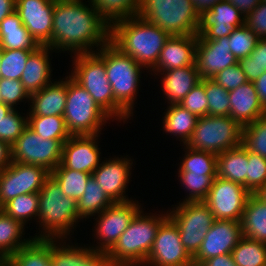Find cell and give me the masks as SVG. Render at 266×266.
<instances>
[{"label":"cell","mask_w":266,"mask_h":266,"mask_svg":"<svg viewBox=\"0 0 266 266\" xmlns=\"http://www.w3.org/2000/svg\"><path fill=\"white\" fill-rule=\"evenodd\" d=\"M51 238L39 237L17 252L9 260L15 266H48L52 262L51 258Z\"/></svg>","instance_id":"cell-31"},{"label":"cell","mask_w":266,"mask_h":266,"mask_svg":"<svg viewBox=\"0 0 266 266\" xmlns=\"http://www.w3.org/2000/svg\"><path fill=\"white\" fill-rule=\"evenodd\" d=\"M242 237L241 221L215 220L193 257V265L200 266L209 258L231 253Z\"/></svg>","instance_id":"cell-15"},{"label":"cell","mask_w":266,"mask_h":266,"mask_svg":"<svg viewBox=\"0 0 266 266\" xmlns=\"http://www.w3.org/2000/svg\"><path fill=\"white\" fill-rule=\"evenodd\" d=\"M259 200L266 202V183L253 193Z\"/></svg>","instance_id":"cell-59"},{"label":"cell","mask_w":266,"mask_h":266,"mask_svg":"<svg viewBox=\"0 0 266 266\" xmlns=\"http://www.w3.org/2000/svg\"><path fill=\"white\" fill-rule=\"evenodd\" d=\"M230 116L242 127L265 115L253 82L229 91Z\"/></svg>","instance_id":"cell-21"},{"label":"cell","mask_w":266,"mask_h":266,"mask_svg":"<svg viewBox=\"0 0 266 266\" xmlns=\"http://www.w3.org/2000/svg\"><path fill=\"white\" fill-rule=\"evenodd\" d=\"M167 217L153 219L142 218L139 212L120 235L118 241L107 252L114 266H129L146 261L160 224Z\"/></svg>","instance_id":"cell-4"},{"label":"cell","mask_w":266,"mask_h":266,"mask_svg":"<svg viewBox=\"0 0 266 266\" xmlns=\"http://www.w3.org/2000/svg\"><path fill=\"white\" fill-rule=\"evenodd\" d=\"M204 88L208 100V115L230 116L229 91L212 79H204Z\"/></svg>","instance_id":"cell-43"},{"label":"cell","mask_w":266,"mask_h":266,"mask_svg":"<svg viewBox=\"0 0 266 266\" xmlns=\"http://www.w3.org/2000/svg\"><path fill=\"white\" fill-rule=\"evenodd\" d=\"M248 165V149L241 144L217 155V176L246 188Z\"/></svg>","instance_id":"cell-25"},{"label":"cell","mask_w":266,"mask_h":266,"mask_svg":"<svg viewBox=\"0 0 266 266\" xmlns=\"http://www.w3.org/2000/svg\"><path fill=\"white\" fill-rule=\"evenodd\" d=\"M248 15V16H247ZM244 19V25L251 29L252 32L259 38H263L262 35L266 36V2L261 1L259 5L246 14Z\"/></svg>","instance_id":"cell-52"},{"label":"cell","mask_w":266,"mask_h":266,"mask_svg":"<svg viewBox=\"0 0 266 266\" xmlns=\"http://www.w3.org/2000/svg\"><path fill=\"white\" fill-rule=\"evenodd\" d=\"M0 266H5V259L4 260H0Z\"/></svg>","instance_id":"cell-62"},{"label":"cell","mask_w":266,"mask_h":266,"mask_svg":"<svg viewBox=\"0 0 266 266\" xmlns=\"http://www.w3.org/2000/svg\"><path fill=\"white\" fill-rule=\"evenodd\" d=\"M197 117L208 115V100L204 88V79H201L196 86L179 103Z\"/></svg>","instance_id":"cell-49"},{"label":"cell","mask_w":266,"mask_h":266,"mask_svg":"<svg viewBox=\"0 0 266 266\" xmlns=\"http://www.w3.org/2000/svg\"><path fill=\"white\" fill-rule=\"evenodd\" d=\"M0 64H1V49H0ZM0 79H1V72H0Z\"/></svg>","instance_id":"cell-63"},{"label":"cell","mask_w":266,"mask_h":266,"mask_svg":"<svg viewBox=\"0 0 266 266\" xmlns=\"http://www.w3.org/2000/svg\"><path fill=\"white\" fill-rule=\"evenodd\" d=\"M39 47L16 11L0 22V49L36 51Z\"/></svg>","instance_id":"cell-24"},{"label":"cell","mask_w":266,"mask_h":266,"mask_svg":"<svg viewBox=\"0 0 266 266\" xmlns=\"http://www.w3.org/2000/svg\"><path fill=\"white\" fill-rule=\"evenodd\" d=\"M50 175L44 167L11 161L0 171V207L19 195L39 193Z\"/></svg>","instance_id":"cell-12"},{"label":"cell","mask_w":266,"mask_h":266,"mask_svg":"<svg viewBox=\"0 0 266 266\" xmlns=\"http://www.w3.org/2000/svg\"><path fill=\"white\" fill-rule=\"evenodd\" d=\"M29 97L20 80L0 79V99L5 105L12 106L23 97Z\"/></svg>","instance_id":"cell-51"},{"label":"cell","mask_w":266,"mask_h":266,"mask_svg":"<svg viewBox=\"0 0 266 266\" xmlns=\"http://www.w3.org/2000/svg\"><path fill=\"white\" fill-rule=\"evenodd\" d=\"M242 144L250 152L266 158V115L243 126Z\"/></svg>","instance_id":"cell-40"},{"label":"cell","mask_w":266,"mask_h":266,"mask_svg":"<svg viewBox=\"0 0 266 266\" xmlns=\"http://www.w3.org/2000/svg\"><path fill=\"white\" fill-rule=\"evenodd\" d=\"M106 38L105 48L98 56L105 63L108 81L111 84L115 100L128 112L131 107L132 98L136 91L139 67L131 56L121 52Z\"/></svg>","instance_id":"cell-8"},{"label":"cell","mask_w":266,"mask_h":266,"mask_svg":"<svg viewBox=\"0 0 266 266\" xmlns=\"http://www.w3.org/2000/svg\"><path fill=\"white\" fill-rule=\"evenodd\" d=\"M200 266H237L231 253L215 256L205 260Z\"/></svg>","instance_id":"cell-53"},{"label":"cell","mask_w":266,"mask_h":266,"mask_svg":"<svg viewBox=\"0 0 266 266\" xmlns=\"http://www.w3.org/2000/svg\"><path fill=\"white\" fill-rule=\"evenodd\" d=\"M230 51L237 60L248 57L259 38L245 25L236 27L228 36Z\"/></svg>","instance_id":"cell-45"},{"label":"cell","mask_w":266,"mask_h":266,"mask_svg":"<svg viewBox=\"0 0 266 266\" xmlns=\"http://www.w3.org/2000/svg\"><path fill=\"white\" fill-rule=\"evenodd\" d=\"M250 195L243 185L217 176L203 202L213 213L215 220L241 221Z\"/></svg>","instance_id":"cell-13"},{"label":"cell","mask_w":266,"mask_h":266,"mask_svg":"<svg viewBox=\"0 0 266 266\" xmlns=\"http://www.w3.org/2000/svg\"><path fill=\"white\" fill-rule=\"evenodd\" d=\"M136 204L127 202H114L107 207L100 218L98 234L100 238L106 241L103 245V252H108L118 241L120 235L126 230L128 225L134 219L137 210Z\"/></svg>","instance_id":"cell-20"},{"label":"cell","mask_w":266,"mask_h":266,"mask_svg":"<svg viewBox=\"0 0 266 266\" xmlns=\"http://www.w3.org/2000/svg\"><path fill=\"white\" fill-rule=\"evenodd\" d=\"M146 261L157 266H193V258L180 240L178 226L169 215L160 224Z\"/></svg>","instance_id":"cell-14"},{"label":"cell","mask_w":266,"mask_h":266,"mask_svg":"<svg viewBox=\"0 0 266 266\" xmlns=\"http://www.w3.org/2000/svg\"><path fill=\"white\" fill-rule=\"evenodd\" d=\"M169 217L178 226L180 240L193 258L215 221L213 213L203 201H187L177 209L173 216Z\"/></svg>","instance_id":"cell-11"},{"label":"cell","mask_w":266,"mask_h":266,"mask_svg":"<svg viewBox=\"0 0 266 266\" xmlns=\"http://www.w3.org/2000/svg\"><path fill=\"white\" fill-rule=\"evenodd\" d=\"M217 84L227 91L237 89L240 85L248 82V79L241 69L239 63L219 71L213 78Z\"/></svg>","instance_id":"cell-50"},{"label":"cell","mask_w":266,"mask_h":266,"mask_svg":"<svg viewBox=\"0 0 266 266\" xmlns=\"http://www.w3.org/2000/svg\"><path fill=\"white\" fill-rule=\"evenodd\" d=\"M93 135L70 136L62 147L61 164L76 171L92 174L98 167L99 153Z\"/></svg>","instance_id":"cell-19"},{"label":"cell","mask_w":266,"mask_h":266,"mask_svg":"<svg viewBox=\"0 0 266 266\" xmlns=\"http://www.w3.org/2000/svg\"><path fill=\"white\" fill-rule=\"evenodd\" d=\"M198 35H172L160 52L157 64L165 70L195 65Z\"/></svg>","instance_id":"cell-22"},{"label":"cell","mask_w":266,"mask_h":266,"mask_svg":"<svg viewBox=\"0 0 266 266\" xmlns=\"http://www.w3.org/2000/svg\"><path fill=\"white\" fill-rule=\"evenodd\" d=\"M128 164V161L116 160L105 163L92 173L95 181L113 202H127L121 197V193L129 175Z\"/></svg>","instance_id":"cell-23"},{"label":"cell","mask_w":266,"mask_h":266,"mask_svg":"<svg viewBox=\"0 0 266 266\" xmlns=\"http://www.w3.org/2000/svg\"><path fill=\"white\" fill-rule=\"evenodd\" d=\"M10 158H12L11 146L8 143L0 140V171L5 169L7 167V165L10 164V162L8 163V161H7ZM6 162H7V164H6Z\"/></svg>","instance_id":"cell-56"},{"label":"cell","mask_w":266,"mask_h":266,"mask_svg":"<svg viewBox=\"0 0 266 266\" xmlns=\"http://www.w3.org/2000/svg\"><path fill=\"white\" fill-rule=\"evenodd\" d=\"M195 65L202 79H212L219 71L238 63L230 51L228 37L204 40L198 34Z\"/></svg>","instance_id":"cell-17"},{"label":"cell","mask_w":266,"mask_h":266,"mask_svg":"<svg viewBox=\"0 0 266 266\" xmlns=\"http://www.w3.org/2000/svg\"><path fill=\"white\" fill-rule=\"evenodd\" d=\"M51 241V258L56 266H114L107 252L81 249H56Z\"/></svg>","instance_id":"cell-29"},{"label":"cell","mask_w":266,"mask_h":266,"mask_svg":"<svg viewBox=\"0 0 266 266\" xmlns=\"http://www.w3.org/2000/svg\"><path fill=\"white\" fill-rule=\"evenodd\" d=\"M38 215L49 231L63 234L79 218L77 202L67 197L57 181L50 175L38 193Z\"/></svg>","instance_id":"cell-9"},{"label":"cell","mask_w":266,"mask_h":266,"mask_svg":"<svg viewBox=\"0 0 266 266\" xmlns=\"http://www.w3.org/2000/svg\"><path fill=\"white\" fill-rule=\"evenodd\" d=\"M73 79L88 91L97 105L108 116L113 113L124 117L128 112L115 100L110 82L108 81L105 63L98 56L82 51L76 60Z\"/></svg>","instance_id":"cell-5"},{"label":"cell","mask_w":266,"mask_h":266,"mask_svg":"<svg viewBox=\"0 0 266 266\" xmlns=\"http://www.w3.org/2000/svg\"><path fill=\"white\" fill-rule=\"evenodd\" d=\"M55 0H15V11L40 46L52 40Z\"/></svg>","instance_id":"cell-16"},{"label":"cell","mask_w":266,"mask_h":266,"mask_svg":"<svg viewBox=\"0 0 266 266\" xmlns=\"http://www.w3.org/2000/svg\"><path fill=\"white\" fill-rule=\"evenodd\" d=\"M201 79L196 65L168 70L163 82L164 92L173 104H179Z\"/></svg>","instance_id":"cell-28"},{"label":"cell","mask_w":266,"mask_h":266,"mask_svg":"<svg viewBox=\"0 0 266 266\" xmlns=\"http://www.w3.org/2000/svg\"><path fill=\"white\" fill-rule=\"evenodd\" d=\"M243 127L231 116L198 117L189 141V149L216 155L242 144Z\"/></svg>","instance_id":"cell-6"},{"label":"cell","mask_w":266,"mask_h":266,"mask_svg":"<svg viewBox=\"0 0 266 266\" xmlns=\"http://www.w3.org/2000/svg\"><path fill=\"white\" fill-rule=\"evenodd\" d=\"M94 10L106 21L105 17L115 18L120 21L122 18L132 15H138L140 9V0H92Z\"/></svg>","instance_id":"cell-38"},{"label":"cell","mask_w":266,"mask_h":266,"mask_svg":"<svg viewBox=\"0 0 266 266\" xmlns=\"http://www.w3.org/2000/svg\"><path fill=\"white\" fill-rule=\"evenodd\" d=\"M114 202L106 195L104 190L98 185L93 176L87 181L84 194L77 201V212L79 216H87L96 211L105 210ZM108 204V205H107Z\"/></svg>","instance_id":"cell-37"},{"label":"cell","mask_w":266,"mask_h":266,"mask_svg":"<svg viewBox=\"0 0 266 266\" xmlns=\"http://www.w3.org/2000/svg\"><path fill=\"white\" fill-rule=\"evenodd\" d=\"M246 189L252 194L266 183V158L248 150Z\"/></svg>","instance_id":"cell-47"},{"label":"cell","mask_w":266,"mask_h":266,"mask_svg":"<svg viewBox=\"0 0 266 266\" xmlns=\"http://www.w3.org/2000/svg\"><path fill=\"white\" fill-rule=\"evenodd\" d=\"M67 197L76 202L84 194L88 179L92 174L65 168L61 163L51 172Z\"/></svg>","instance_id":"cell-32"},{"label":"cell","mask_w":266,"mask_h":266,"mask_svg":"<svg viewBox=\"0 0 266 266\" xmlns=\"http://www.w3.org/2000/svg\"><path fill=\"white\" fill-rule=\"evenodd\" d=\"M180 172H190L205 176H217V155L207 151L190 149Z\"/></svg>","instance_id":"cell-39"},{"label":"cell","mask_w":266,"mask_h":266,"mask_svg":"<svg viewBox=\"0 0 266 266\" xmlns=\"http://www.w3.org/2000/svg\"><path fill=\"white\" fill-rule=\"evenodd\" d=\"M233 4L239 11H246L249 14L262 0H226ZM244 9V10H243Z\"/></svg>","instance_id":"cell-55"},{"label":"cell","mask_w":266,"mask_h":266,"mask_svg":"<svg viewBox=\"0 0 266 266\" xmlns=\"http://www.w3.org/2000/svg\"><path fill=\"white\" fill-rule=\"evenodd\" d=\"M66 140L43 139L27 127L11 146L13 162L38 165L52 172L60 163Z\"/></svg>","instance_id":"cell-10"},{"label":"cell","mask_w":266,"mask_h":266,"mask_svg":"<svg viewBox=\"0 0 266 266\" xmlns=\"http://www.w3.org/2000/svg\"><path fill=\"white\" fill-rule=\"evenodd\" d=\"M48 266H56L53 262H51Z\"/></svg>","instance_id":"cell-64"},{"label":"cell","mask_w":266,"mask_h":266,"mask_svg":"<svg viewBox=\"0 0 266 266\" xmlns=\"http://www.w3.org/2000/svg\"><path fill=\"white\" fill-rule=\"evenodd\" d=\"M31 50L1 49V78L20 80Z\"/></svg>","instance_id":"cell-41"},{"label":"cell","mask_w":266,"mask_h":266,"mask_svg":"<svg viewBox=\"0 0 266 266\" xmlns=\"http://www.w3.org/2000/svg\"><path fill=\"white\" fill-rule=\"evenodd\" d=\"M107 116L108 114L97 105L86 89L72 77L67 81V99L63 117L71 136H95L100 123Z\"/></svg>","instance_id":"cell-7"},{"label":"cell","mask_w":266,"mask_h":266,"mask_svg":"<svg viewBox=\"0 0 266 266\" xmlns=\"http://www.w3.org/2000/svg\"><path fill=\"white\" fill-rule=\"evenodd\" d=\"M34 100L31 115L63 116L67 99V81L54 85H47L39 92L30 95Z\"/></svg>","instance_id":"cell-27"},{"label":"cell","mask_w":266,"mask_h":266,"mask_svg":"<svg viewBox=\"0 0 266 266\" xmlns=\"http://www.w3.org/2000/svg\"><path fill=\"white\" fill-rule=\"evenodd\" d=\"M165 128L170 133H179L185 143L191 138L196 127L198 117L180 104H173L165 115Z\"/></svg>","instance_id":"cell-34"},{"label":"cell","mask_w":266,"mask_h":266,"mask_svg":"<svg viewBox=\"0 0 266 266\" xmlns=\"http://www.w3.org/2000/svg\"><path fill=\"white\" fill-rule=\"evenodd\" d=\"M253 83L255 85L260 103L266 110V72L258 77Z\"/></svg>","instance_id":"cell-54"},{"label":"cell","mask_w":266,"mask_h":266,"mask_svg":"<svg viewBox=\"0 0 266 266\" xmlns=\"http://www.w3.org/2000/svg\"><path fill=\"white\" fill-rule=\"evenodd\" d=\"M28 127L43 139L67 140L71 136L63 116L31 115Z\"/></svg>","instance_id":"cell-36"},{"label":"cell","mask_w":266,"mask_h":266,"mask_svg":"<svg viewBox=\"0 0 266 266\" xmlns=\"http://www.w3.org/2000/svg\"><path fill=\"white\" fill-rule=\"evenodd\" d=\"M183 184L191 190L192 195L187 201H204L208 195L209 189L212 187L213 180L217 176H205L197 173L180 172Z\"/></svg>","instance_id":"cell-46"},{"label":"cell","mask_w":266,"mask_h":266,"mask_svg":"<svg viewBox=\"0 0 266 266\" xmlns=\"http://www.w3.org/2000/svg\"><path fill=\"white\" fill-rule=\"evenodd\" d=\"M239 10L230 2L222 0L215 3L201 16L199 35L204 40L228 37L240 25Z\"/></svg>","instance_id":"cell-18"},{"label":"cell","mask_w":266,"mask_h":266,"mask_svg":"<svg viewBox=\"0 0 266 266\" xmlns=\"http://www.w3.org/2000/svg\"><path fill=\"white\" fill-rule=\"evenodd\" d=\"M266 37L257 41L255 49L248 57L238 60V63L245 73L248 81L254 82L266 72Z\"/></svg>","instance_id":"cell-44"},{"label":"cell","mask_w":266,"mask_h":266,"mask_svg":"<svg viewBox=\"0 0 266 266\" xmlns=\"http://www.w3.org/2000/svg\"><path fill=\"white\" fill-rule=\"evenodd\" d=\"M13 108L0 102V119L5 118L7 113H9Z\"/></svg>","instance_id":"cell-60"},{"label":"cell","mask_w":266,"mask_h":266,"mask_svg":"<svg viewBox=\"0 0 266 266\" xmlns=\"http://www.w3.org/2000/svg\"><path fill=\"white\" fill-rule=\"evenodd\" d=\"M15 11V0H0V22Z\"/></svg>","instance_id":"cell-57"},{"label":"cell","mask_w":266,"mask_h":266,"mask_svg":"<svg viewBox=\"0 0 266 266\" xmlns=\"http://www.w3.org/2000/svg\"><path fill=\"white\" fill-rule=\"evenodd\" d=\"M27 127L28 122L12 109L5 118L0 119V140L12 146Z\"/></svg>","instance_id":"cell-48"},{"label":"cell","mask_w":266,"mask_h":266,"mask_svg":"<svg viewBox=\"0 0 266 266\" xmlns=\"http://www.w3.org/2000/svg\"><path fill=\"white\" fill-rule=\"evenodd\" d=\"M1 210L11 218L18 220L23 224L24 218L35 214L39 210L38 193H28L19 195L7 203H5Z\"/></svg>","instance_id":"cell-42"},{"label":"cell","mask_w":266,"mask_h":266,"mask_svg":"<svg viewBox=\"0 0 266 266\" xmlns=\"http://www.w3.org/2000/svg\"><path fill=\"white\" fill-rule=\"evenodd\" d=\"M46 50L48 46H40L27 59L20 81L29 96L47 86L50 67Z\"/></svg>","instance_id":"cell-26"},{"label":"cell","mask_w":266,"mask_h":266,"mask_svg":"<svg viewBox=\"0 0 266 266\" xmlns=\"http://www.w3.org/2000/svg\"><path fill=\"white\" fill-rule=\"evenodd\" d=\"M22 223L11 218L0 210V260L9 259L20 248L29 242L16 243V239L20 237ZM16 243V244H15Z\"/></svg>","instance_id":"cell-35"},{"label":"cell","mask_w":266,"mask_h":266,"mask_svg":"<svg viewBox=\"0 0 266 266\" xmlns=\"http://www.w3.org/2000/svg\"><path fill=\"white\" fill-rule=\"evenodd\" d=\"M196 10L202 16L207 10H209L215 3L222 0H191Z\"/></svg>","instance_id":"cell-58"},{"label":"cell","mask_w":266,"mask_h":266,"mask_svg":"<svg viewBox=\"0 0 266 266\" xmlns=\"http://www.w3.org/2000/svg\"><path fill=\"white\" fill-rule=\"evenodd\" d=\"M138 19L141 21H117L109 32V41L138 64L156 65L160 52L171 35L143 18Z\"/></svg>","instance_id":"cell-2"},{"label":"cell","mask_w":266,"mask_h":266,"mask_svg":"<svg viewBox=\"0 0 266 266\" xmlns=\"http://www.w3.org/2000/svg\"><path fill=\"white\" fill-rule=\"evenodd\" d=\"M138 17L172 35H198L201 15L191 0H140Z\"/></svg>","instance_id":"cell-3"},{"label":"cell","mask_w":266,"mask_h":266,"mask_svg":"<svg viewBox=\"0 0 266 266\" xmlns=\"http://www.w3.org/2000/svg\"><path fill=\"white\" fill-rule=\"evenodd\" d=\"M241 228L243 236L266 244V202L253 193L247 199Z\"/></svg>","instance_id":"cell-30"},{"label":"cell","mask_w":266,"mask_h":266,"mask_svg":"<svg viewBox=\"0 0 266 266\" xmlns=\"http://www.w3.org/2000/svg\"><path fill=\"white\" fill-rule=\"evenodd\" d=\"M231 255L237 266H266V244L245 236Z\"/></svg>","instance_id":"cell-33"},{"label":"cell","mask_w":266,"mask_h":266,"mask_svg":"<svg viewBox=\"0 0 266 266\" xmlns=\"http://www.w3.org/2000/svg\"><path fill=\"white\" fill-rule=\"evenodd\" d=\"M106 27L100 14L91 12L79 0H55L52 40L47 46L85 50L89 44L110 38Z\"/></svg>","instance_id":"cell-1"},{"label":"cell","mask_w":266,"mask_h":266,"mask_svg":"<svg viewBox=\"0 0 266 266\" xmlns=\"http://www.w3.org/2000/svg\"><path fill=\"white\" fill-rule=\"evenodd\" d=\"M5 266H15L9 259H5Z\"/></svg>","instance_id":"cell-61"}]
</instances>
